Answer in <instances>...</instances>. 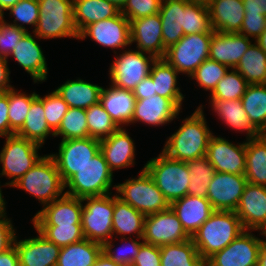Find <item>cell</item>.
I'll use <instances>...</instances> for the list:
<instances>
[{"mask_svg": "<svg viewBox=\"0 0 266 266\" xmlns=\"http://www.w3.org/2000/svg\"><path fill=\"white\" fill-rule=\"evenodd\" d=\"M45 117L49 128L55 132L69 109L68 104L55 92L43 97Z\"/></svg>", "mask_w": 266, "mask_h": 266, "instance_id": "816d5d0a", "label": "cell"}, {"mask_svg": "<svg viewBox=\"0 0 266 266\" xmlns=\"http://www.w3.org/2000/svg\"><path fill=\"white\" fill-rule=\"evenodd\" d=\"M47 240L65 247L84 239L81 225L33 226Z\"/></svg>", "mask_w": 266, "mask_h": 266, "instance_id": "7dc6e473", "label": "cell"}, {"mask_svg": "<svg viewBox=\"0 0 266 266\" xmlns=\"http://www.w3.org/2000/svg\"><path fill=\"white\" fill-rule=\"evenodd\" d=\"M206 157L216 172L244 175L246 171V141L233 144L223 137L212 136Z\"/></svg>", "mask_w": 266, "mask_h": 266, "instance_id": "2e32d148", "label": "cell"}, {"mask_svg": "<svg viewBox=\"0 0 266 266\" xmlns=\"http://www.w3.org/2000/svg\"><path fill=\"white\" fill-rule=\"evenodd\" d=\"M145 215L137 211L128 203L114 195L113 211V238H126V235L136 234L135 237L142 238L144 231ZM114 235H116L114 237ZM119 235V237L117 236Z\"/></svg>", "mask_w": 266, "mask_h": 266, "instance_id": "d6a6232c", "label": "cell"}, {"mask_svg": "<svg viewBox=\"0 0 266 266\" xmlns=\"http://www.w3.org/2000/svg\"><path fill=\"white\" fill-rule=\"evenodd\" d=\"M10 69L8 67V59L0 57V92H6L14 88L10 84Z\"/></svg>", "mask_w": 266, "mask_h": 266, "instance_id": "6125c7cd", "label": "cell"}, {"mask_svg": "<svg viewBox=\"0 0 266 266\" xmlns=\"http://www.w3.org/2000/svg\"><path fill=\"white\" fill-rule=\"evenodd\" d=\"M125 129L119 128L108 138L100 140V151L112 172L135 164V143Z\"/></svg>", "mask_w": 266, "mask_h": 266, "instance_id": "d4e9b609", "label": "cell"}, {"mask_svg": "<svg viewBox=\"0 0 266 266\" xmlns=\"http://www.w3.org/2000/svg\"><path fill=\"white\" fill-rule=\"evenodd\" d=\"M19 0H0V14H4L9 8L13 7Z\"/></svg>", "mask_w": 266, "mask_h": 266, "instance_id": "03108f58", "label": "cell"}, {"mask_svg": "<svg viewBox=\"0 0 266 266\" xmlns=\"http://www.w3.org/2000/svg\"><path fill=\"white\" fill-rule=\"evenodd\" d=\"M189 239L191 237L185 232L171 207L145 217L142 237L145 243L160 247Z\"/></svg>", "mask_w": 266, "mask_h": 266, "instance_id": "5bb4252c", "label": "cell"}, {"mask_svg": "<svg viewBox=\"0 0 266 266\" xmlns=\"http://www.w3.org/2000/svg\"><path fill=\"white\" fill-rule=\"evenodd\" d=\"M41 147L17 134L6 137L5 145L0 152V176H6L11 180L5 183L6 186L11 187L39 162L43 157L38 155Z\"/></svg>", "mask_w": 266, "mask_h": 266, "instance_id": "ba28073f", "label": "cell"}, {"mask_svg": "<svg viewBox=\"0 0 266 266\" xmlns=\"http://www.w3.org/2000/svg\"><path fill=\"white\" fill-rule=\"evenodd\" d=\"M180 109L168 98L154 95L136 100L132 124L141 122L151 126H163L179 115Z\"/></svg>", "mask_w": 266, "mask_h": 266, "instance_id": "cb8c5ba5", "label": "cell"}, {"mask_svg": "<svg viewBox=\"0 0 266 266\" xmlns=\"http://www.w3.org/2000/svg\"><path fill=\"white\" fill-rule=\"evenodd\" d=\"M213 33L184 35L176 44L170 46L164 59L176 71L188 77L209 58L210 42Z\"/></svg>", "mask_w": 266, "mask_h": 266, "instance_id": "30bf717a", "label": "cell"}, {"mask_svg": "<svg viewBox=\"0 0 266 266\" xmlns=\"http://www.w3.org/2000/svg\"><path fill=\"white\" fill-rule=\"evenodd\" d=\"M249 84H266V53L255 42L235 68Z\"/></svg>", "mask_w": 266, "mask_h": 266, "instance_id": "f35d334b", "label": "cell"}, {"mask_svg": "<svg viewBox=\"0 0 266 266\" xmlns=\"http://www.w3.org/2000/svg\"><path fill=\"white\" fill-rule=\"evenodd\" d=\"M58 148V153L49 155L66 183L100 151V140L91 137L61 140Z\"/></svg>", "mask_w": 266, "mask_h": 266, "instance_id": "7c38bea8", "label": "cell"}, {"mask_svg": "<svg viewBox=\"0 0 266 266\" xmlns=\"http://www.w3.org/2000/svg\"><path fill=\"white\" fill-rule=\"evenodd\" d=\"M102 252V245L84 238L61 247L56 266H92Z\"/></svg>", "mask_w": 266, "mask_h": 266, "instance_id": "8d00e7d4", "label": "cell"}, {"mask_svg": "<svg viewBox=\"0 0 266 266\" xmlns=\"http://www.w3.org/2000/svg\"><path fill=\"white\" fill-rule=\"evenodd\" d=\"M255 42L266 53V30H264Z\"/></svg>", "mask_w": 266, "mask_h": 266, "instance_id": "a7ac6f4b", "label": "cell"}, {"mask_svg": "<svg viewBox=\"0 0 266 266\" xmlns=\"http://www.w3.org/2000/svg\"><path fill=\"white\" fill-rule=\"evenodd\" d=\"M212 111L232 130L246 132V140L256 138L262 133L251 123L245 112L241 99L237 100H209Z\"/></svg>", "mask_w": 266, "mask_h": 266, "instance_id": "f1b7e54d", "label": "cell"}, {"mask_svg": "<svg viewBox=\"0 0 266 266\" xmlns=\"http://www.w3.org/2000/svg\"><path fill=\"white\" fill-rule=\"evenodd\" d=\"M265 243L252 233L244 230L221 251L205 261V266H258L259 252Z\"/></svg>", "mask_w": 266, "mask_h": 266, "instance_id": "4fadbf2b", "label": "cell"}, {"mask_svg": "<svg viewBox=\"0 0 266 266\" xmlns=\"http://www.w3.org/2000/svg\"><path fill=\"white\" fill-rule=\"evenodd\" d=\"M81 226L84 238L103 245L113 237L114 195L86 197Z\"/></svg>", "mask_w": 266, "mask_h": 266, "instance_id": "9c48e42d", "label": "cell"}, {"mask_svg": "<svg viewBox=\"0 0 266 266\" xmlns=\"http://www.w3.org/2000/svg\"><path fill=\"white\" fill-rule=\"evenodd\" d=\"M183 13H185V0H162L159 15L162 23L163 46L166 49L184 36Z\"/></svg>", "mask_w": 266, "mask_h": 266, "instance_id": "836d02e7", "label": "cell"}, {"mask_svg": "<svg viewBox=\"0 0 266 266\" xmlns=\"http://www.w3.org/2000/svg\"><path fill=\"white\" fill-rule=\"evenodd\" d=\"M200 105L194 113L186 117L170 137L167 138L162 153L167 157L187 162L206 156L209 141L214 133L210 130Z\"/></svg>", "mask_w": 266, "mask_h": 266, "instance_id": "6da1fadb", "label": "cell"}, {"mask_svg": "<svg viewBox=\"0 0 266 266\" xmlns=\"http://www.w3.org/2000/svg\"><path fill=\"white\" fill-rule=\"evenodd\" d=\"M39 19L32 31L40 40L79 38L73 22V0H38Z\"/></svg>", "mask_w": 266, "mask_h": 266, "instance_id": "52a82bcc", "label": "cell"}, {"mask_svg": "<svg viewBox=\"0 0 266 266\" xmlns=\"http://www.w3.org/2000/svg\"><path fill=\"white\" fill-rule=\"evenodd\" d=\"M0 266H19V258L15 245L0 253Z\"/></svg>", "mask_w": 266, "mask_h": 266, "instance_id": "be15d7a7", "label": "cell"}, {"mask_svg": "<svg viewBox=\"0 0 266 266\" xmlns=\"http://www.w3.org/2000/svg\"><path fill=\"white\" fill-rule=\"evenodd\" d=\"M89 37L105 48L124 49L131 45L130 21L121 12L112 18L100 20L86 26L80 33V40Z\"/></svg>", "mask_w": 266, "mask_h": 266, "instance_id": "9a60e30c", "label": "cell"}, {"mask_svg": "<svg viewBox=\"0 0 266 266\" xmlns=\"http://www.w3.org/2000/svg\"><path fill=\"white\" fill-rule=\"evenodd\" d=\"M113 172L99 151L91 161L81 167L66 183V195L83 199L112 194Z\"/></svg>", "mask_w": 266, "mask_h": 266, "instance_id": "8992f818", "label": "cell"}, {"mask_svg": "<svg viewBox=\"0 0 266 266\" xmlns=\"http://www.w3.org/2000/svg\"><path fill=\"white\" fill-rule=\"evenodd\" d=\"M6 208L0 210V253L7 251L14 245L16 232L12 221L6 216Z\"/></svg>", "mask_w": 266, "mask_h": 266, "instance_id": "6f0895ef", "label": "cell"}, {"mask_svg": "<svg viewBox=\"0 0 266 266\" xmlns=\"http://www.w3.org/2000/svg\"><path fill=\"white\" fill-rule=\"evenodd\" d=\"M37 233V237L24 240L15 237L19 266H56L61 247Z\"/></svg>", "mask_w": 266, "mask_h": 266, "instance_id": "44dd1931", "label": "cell"}, {"mask_svg": "<svg viewBox=\"0 0 266 266\" xmlns=\"http://www.w3.org/2000/svg\"><path fill=\"white\" fill-rule=\"evenodd\" d=\"M1 186H6V185L5 184L4 185L0 184V210L6 208V206H5L6 205V203H5L6 200H5V198H3L2 189H1L2 187Z\"/></svg>", "mask_w": 266, "mask_h": 266, "instance_id": "2644e50d", "label": "cell"}, {"mask_svg": "<svg viewBox=\"0 0 266 266\" xmlns=\"http://www.w3.org/2000/svg\"><path fill=\"white\" fill-rule=\"evenodd\" d=\"M229 69L228 66L208 58L192 73L190 79H195L197 86L211 93Z\"/></svg>", "mask_w": 266, "mask_h": 266, "instance_id": "c3c4849f", "label": "cell"}, {"mask_svg": "<svg viewBox=\"0 0 266 266\" xmlns=\"http://www.w3.org/2000/svg\"><path fill=\"white\" fill-rule=\"evenodd\" d=\"M140 239L142 240V238H136L135 240L132 237L120 238L123 243L126 242L121 247L119 246L118 249L114 250L115 244L112 237L102 245V252L117 264L131 266L136 255L139 253L140 246L144 243V241H140Z\"/></svg>", "mask_w": 266, "mask_h": 266, "instance_id": "681fc988", "label": "cell"}, {"mask_svg": "<svg viewBox=\"0 0 266 266\" xmlns=\"http://www.w3.org/2000/svg\"><path fill=\"white\" fill-rule=\"evenodd\" d=\"M245 177L251 184L266 186V136L246 140Z\"/></svg>", "mask_w": 266, "mask_h": 266, "instance_id": "d590c367", "label": "cell"}, {"mask_svg": "<svg viewBox=\"0 0 266 266\" xmlns=\"http://www.w3.org/2000/svg\"><path fill=\"white\" fill-rule=\"evenodd\" d=\"M15 134L41 146H43L45 139L49 135L52 137L55 136L54 132L47 125L43 97L39 94H37V97L31 102V107L24 124Z\"/></svg>", "mask_w": 266, "mask_h": 266, "instance_id": "e575fe53", "label": "cell"}, {"mask_svg": "<svg viewBox=\"0 0 266 266\" xmlns=\"http://www.w3.org/2000/svg\"><path fill=\"white\" fill-rule=\"evenodd\" d=\"M85 112L87 116L89 137L103 140L119 129L100 103L90 106Z\"/></svg>", "mask_w": 266, "mask_h": 266, "instance_id": "f6af8a7d", "label": "cell"}, {"mask_svg": "<svg viewBox=\"0 0 266 266\" xmlns=\"http://www.w3.org/2000/svg\"><path fill=\"white\" fill-rule=\"evenodd\" d=\"M33 35L28 31L9 57L12 56L30 74L34 83L44 82L48 75L47 61L41 46L35 40V37L39 38L34 33Z\"/></svg>", "mask_w": 266, "mask_h": 266, "instance_id": "603a6c76", "label": "cell"}, {"mask_svg": "<svg viewBox=\"0 0 266 266\" xmlns=\"http://www.w3.org/2000/svg\"><path fill=\"white\" fill-rule=\"evenodd\" d=\"M144 169L169 204L188 195L190 172L186 162L171 159L161 152L156 158L147 161Z\"/></svg>", "mask_w": 266, "mask_h": 266, "instance_id": "277c9868", "label": "cell"}, {"mask_svg": "<svg viewBox=\"0 0 266 266\" xmlns=\"http://www.w3.org/2000/svg\"><path fill=\"white\" fill-rule=\"evenodd\" d=\"M131 266H161L160 247L144 242Z\"/></svg>", "mask_w": 266, "mask_h": 266, "instance_id": "11a10c76", "label": "cell"}, {"mask_svg": "<svg viewBox=\"0 0 266 266\" xmlns=\"http://www.w3.org/2000/svg\"><path fill=\"white\" fill-rule=\"evenodd\" d=\"M102 86L83 79L68 80L55 89V92L70 108L87 109L99 103Z\"/></svg>", "mask_w": 266, "mask_h": 266, "instance_id": "1f68e13d", "label": "cell"}, {"mask_svg": "<svg viewBox=\"0 0 266 266\" xmlns=\"http://www.w3.org/2000/svg\"><path fill=\"white\" fill-rule=\"evenodd\" d=\"M133 94L136 100H142L145 98L153 97L156 95L154 83L150 75L144 78L134 89Z\"/></svg>", "mask_w": 266, "mask_h": 266, "instance_id": "91938a15", "label": "cell"}, {"mask_svg": "<svg viewBox=\"0 0 266 266\" xmlns=\"http://www.w3.org/2000/svg\"><path fill=\"white\" fill-rule=\"evenodd\" d=\"M13 134H15V132L9 125L8 91L0 92V137H7Z\"/></svg>", "mask_w": 266, "mask_h": 266, "instance_id": "680465c9", "label": "cell"}, {"mask_svg": "<svg viewBox=\"0 0 266 266\" xmlns=\"http://www.w3.org/2000/svg\"><path fill=\"white\" fill-rule=\"evenodd\" d=\"M4 17H5L4 14H0V34H1L4 23L6 22Z\"/></svg>", "mask_w": 266, "mask_h": 266, "instance_id": "8c879c8a", "label": "cell"}, {"mask_svg": "<svg viewBox=\"0 0 266 266\" xmlns=\"http://www.w3.org/2000/svg\"><path fill=\"white\" fill-rule=\"evenodd\" d=\"M27 32L6 21L0 34V57L8 59L17 43Z\"/></svg>", "mask_w": 266, "mask_h": 266, "instance_id": "db71d44e", "label": "cell"}, {"mask_svg": "<svg viewBox=\"0 0 266 266\" xmlns=\"http://www.w3.org/2000/svg\"><path fill=\"white\" fill-rule=\"evenodd\" d=\"M244 228L235 211L215 210L191 237L204 261L224 249Z\"/></svg>", "mask_w": 266, "mask_h": 266, "instance_id": "7a4b0ae2", "label": "cell"}, {"mask_svg": "<svg viewBox=\"0 0 266 266\" xmlns=\"http://www.w3.org/2000/svg\"><path fill=\"white\" fill-rule=\"evenodd\" d=\"M264 30L265 15H245L239 33L256 41Z\"/></svg>", "mask_w": 266, "mask_h": 266, "instance_id": "9f6ffc18", "label": "cell"}, {"mask_svg": "<svg viewBox=\"0 0 266 266\" xmlns=\"http://www.w3.org/2000/svg\"><path fill=\"white\" fill-rule=\"evenodd\" d=\"M182 28L184 35L214 33L208 5L194 0H185V13H183Z\"/></svg>", "mask_w": 266, "mask_h": 266, "instance_id": "60d3db41", "label": "cell"}, {"mask_svg": "<svg viewBox=\"0 0 266 266\" xmlns=\"http://www.w3.org/2000/svg\"><path fill=\"white\" fill-rule=\"evenodd\" d=\"M253 42L240 33L214 31L210 42L209 59L235 69Z\"/></svg>", "mask_w": 266, "mask_h": 266, "instance_id": "7402d4cb", "label": "cell"}, {"mask_svg": "<svg viewBox=\"0 0 266 266\" xmlns=\"http://www.w3.org/2000/svg\"><path fill=\"white\" fill-rule=\"evenodd\" d=\"M7 11L15 18L13 23L9 22V24L27 31L28 29H26L24 24L31 25L34 28L33 31L35 30L40 14L38 0H19Z\"/></svg>", "mask_w": 266, "mask_h": 266, "instance_id": "f907efd6", "label": "cell"}, {"mask_svg": "<svg viewBox=\"0 0 266 266\" xmlns=\"http://www.w3.org/2000/svg\"><path fill=\"white\" fill-rule=\"evenodd\" d=\"M194 1H198V2H202V3L208 4L211 0H194Z\"/></svg>", "mask_w": 266, "mask_h": 266, "instance_id": "753ad0ef", "label": "cell"}, {"mask_svg": "<svg viewBox=\"0 0 266 266\" xmlns=\"http://www.w3.org/2000/svg\"><path fill=\"white\" fill-rule=\"evenodd\" d=\"M258 266H266V241L259 252Z\"/></svg>", "mask_w": 266, "mask_h": 266, "instance_id": "003e7915", "label": "cell"}, {"mask_svg": "<svg viewBox=\"0 0 266 266\" xmlns=\"http://www.w3.org/2000/svg\"><path fill=\"white\" fill-rule=\"evenodd\" d=\"M241 102L251 123L264 134L266 132V84H249Z\"/></svg>", "mask_w": 266, "mask_h": 266, "instance_id": "ab89813d", "label": "cell"}, {"mask_svg": "<svg viewBox=\"0 0 266 266\" xmlns=\"http://www.w3.org/2000/svg\"><path fill=\"white\" fill-rule=\"evenodd\" d=\"M120 12L107 0H73V22L78 33L89 24L112 18Z\"/></svg>", "mask_w": 266, "mask_h": 266, "instance_id": "4dcf8cb0", "label": "cell"}, {"mask_svg": "<svg viewBox=\"0 0 266 266\" xmlns=\"http://www.w3.org/2000/svg\"><path fill=\"white\" fill-rule=\"evenodd\" d=\"M107 1L113 3L117 8L122 10L128 0H107Z\"/></svg>", "mask_w": 266, "mask_h": 266, "instance_id": "89a4df30", "label": "cell"}, {"mask_svg": "<svg viewBox=\"0 0 266 266\" xmlns=\"http://www.w3.org/2000/svg\"><path fill=\"white\" fill-rule=\"evenodd\" d=\"M247 183L245 175L215 171L207 199L214 210L235 211Z\"/></svg>", "mask_w": 266, "mask_h": 266, "instance_id": "ac0fdd59", "label": "cell"}, {"mask_svg": "<svg viewBox=\"0 0 266 266\" xmlns=\"http://www.w3.org/2000/svg\"><path fill=\"white\" fill-rule=\"evenodd\" d=\"M99 103L119 128L132 124L136 97L131 90L112 84L107 89L102 87Z\"/></svg>", "mask_w": 266, "mask_h": 266, "instance_id": "4316f807", "label": "cell"}, {"mask_svg": "<svg viewBox=\"0 0 266 266\" xmlns=\"http://www.w3.org/2000/svg\"><path fill=\"white\" fill-rule=\"evenodd\" d=\"M116 56L108 71L111 84L131 91L150 74L151 67L157 59L136 49H126Z\"/></svg>", "mask_w": 266, "mask_h": 266, "instance_id": "8fae6325", "label": "cell"}, {"mask_svg": "<svg viewBox=\"0 0 266 266\" xmlns=\"http://www.w3.org/2000/svg\"><path fill=\"white\" fill-rule=\"evenodd\" d=\"M245 15H266V0H243Z\"/></svg>", "mask_w": 266, "mask_h": 266, "instance_id": "94428289", "label": "cell"}, {"mask_svg": "<svg viewBox=\"0 0 266 266\" xmlns=\"http://www.w3.org/2000/svg\"><path fill=\"white\" fill-rule=\"evenodd\" d=\"M178 74L180 73L164 58H157L149 75L153 80L156 94L170 99L182 110V101L186 95H183L180 87L177 86Z\"/></svg>", "mask_w": 266, "mask_h": 266, "instance_id": "f546056e", "label": "cell"}, {"mask_svg": "<svg viewBox=\"0 0 266 266\" xmlns=\"http://www.w3.org/2000/svg\"><path fill=\"white\" fill-rule=\"evenodd\" d=\"M161 266H205L191 239L160 246Z\"/></svg>", "mask_w": 266, "mask_h": 266, "instance_id": "74e56055", "label": "cell"}, {"mask_svg": "<svg viewBox=\"0 0 266 266\" xmlns=\"http://www.w3.org/2000/svg\"><path fill=\"white\" fill-rule=\"evenodd\" d=\"M11 187L33 195L43 207L66 194L65 183L50 155H43L39 162Z\"/></svg>", "mask_w": 266, "mask_h": 266, "instance_id": "3957f363", "label": "cell"}, {"mask_svg": "<svg viewBox=\"0 0 266 266\" xmlns=\"http://www.w3.org/2000/svg\"><path fill=\"white\" fill-rule=\"evenodd\" d=\"M244 230H266V186L247 183L235 210Z\"/></svg>", "mask_w": 266, "mask_h": 266, "instance_id": "e0dca14e", "label": "cell"}, {"mask_svg": "<svg viewBox=\"0 0 266 266\" xmlns=\"http://www.w3.org/2000/svg\"><path fill=\"white\" fill-rule=\"evenodd\" d=\"M92 266H122L111 260L106 254L101 252Z\"/></svg>", "mask_w": 266, "mask_h": 266, "instance_id": "e7e4bbea", "label": "cell"}, {"mask_svg": "<svg viewBox=\"0 0 266 266\" xmlns=\"http://www.w3.org/2000/svg\"><path fill=\"white\" fill-rule=\"evenodd\" d=\"M54 134V137L62 136L61 140L89 137L85 109L69 107Z\"/></svg>", "mask_w": 266, "mask_h": 266, "instance_id": "7bdbcfd3", "label": "cell"}, {"mask_svg": "<svg viewBox=\"0 0 266 266\" xmlns=\"http://www.w3.org/2000/svg\"><path fill=\"white\" fill-rule=\"evenodd\" d=\"M170 207L190 237L215 211L207 198L193 195H186L173 201Z\"/></svg>", "mask_w": 266, "mask_h": 266, "instance_id": "484cf974", "label": "cell"}, {"mask_svg": "<svg viewBox=\"0 0 266 266\" xmlns=\"http://www.w3.org/2000/svg\"><path fill=\"white\" fill-rule=\"evenodd\" d=\"M131 45L136 49L164 58L166 48L163 46L162 23L159 13L130 21Z\"/></svg>", "mask_w": 266, "mask_h": 266, "instance_id": "ffe728a7", "label": "cell"}, {"mask_svg": "<svg viewBox=\"0 0 266 266\" xmlns=\"http://www.w3.org/2000/svg\"><path fill=\"white\" fill-rule=\"evenodd\" d=\"M162 0H128L121 13L129 21L159 13Z\"/></svg>", "mask_w": 266, "mask_h": 266, "instance_id": "f5cc1de1", "label": "cell"}, {"mask_svg": "<svg viewBox=\"0 0 266 266\" xmlns=\"http://www.w3.org/2000/svg\"><path fill=\"white\" fill-rule=\"evenodd\" d=\"M207 5L214 31L240 32L245 17L243 0H211Z\"/></svg>", "mask_w": 266, "mask_h": 266, "instance_id": "83f0119b", "label": "cell"}, {"mask_svg": "<svg viewBox=\"0 0 266 266\" xmlns=\"http://www.w3.org/2000/svg\"><path fill=\"white\" fill-rule=\"evenodd\" d=\"M82 200L64 195L44 206L32 217L33 226L81 225Z\"/></svg>", "mask_w": 266, "mask_h": 266, "instance_id": "d6986e66", "label": "cell"}, {"mask_svg": "<svg viewBox=\"0 0 266 266\" xmlns=\"http://www.w3.org/2000/svg\"><path fill=\"white\" fill-rule=\"evenodd\" d=\"M37 97V93L26 94L15 88L8 90L9 100V125L16 133L24 124L31 107V102Z\"/></svg>", "mask_w": 266, "mask_h": 266, "instance_id": "bcb514c9", "label": "cell"}, {"mask_svg": "<svg viewBox=\"0 0 266 266\" xmlns=\"http://www.w3.org/2000/svg\"><path fill=\"white\" fill-rule=\"evenodd\" d=\"M249 83L236 69H229L209 94V100H237L241 99Z\"/></svg>", "mask_w": 266, "mask_h": 266, "instance_id": "ee69618b", "label": "cell"}, {"mask_svg": "<svg viewBox=\"0 0 266 266\" xmlns=\"http://www.w3.org/2000/svg\"><path fill=\"white\" fill-rule=\"evenodd\" d=\"M186 163L190 172L188 195L207 198L208 187L215 173L214 167L206 156L189 160Z\"/></svg>", "mask_w": 266, "mask_h": 266, "instance_id": "b9f144b4", "label": "cell"}, {"mask_svg": "<svg viewBox=\"0 0 266 266\" xmlns=\"http://www.w3.org/2000/svg\"><path fill=\"white\" fill-rule=\"evenodd\" d=\"M113 189L116 190L115 194H118V198L145 216L170 207L169 202L144 167L137 178L126 179L125 182L114 185Z\"/></svg>", "mask_w": 266, "mask_h": 266, "instance_id": "5b68a950", "label": "cell"}]
</instances>
